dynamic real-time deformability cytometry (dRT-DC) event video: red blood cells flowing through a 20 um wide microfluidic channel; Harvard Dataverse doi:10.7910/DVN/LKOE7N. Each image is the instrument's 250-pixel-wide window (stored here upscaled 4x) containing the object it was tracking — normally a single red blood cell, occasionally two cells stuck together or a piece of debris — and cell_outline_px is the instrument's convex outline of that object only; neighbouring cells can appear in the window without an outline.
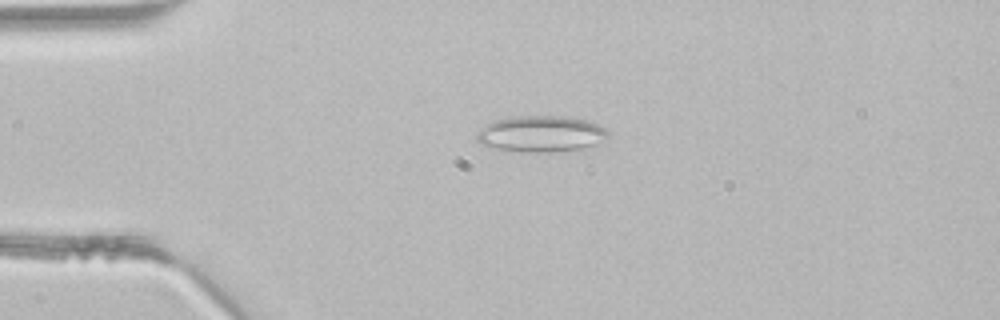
{"species": "common noctule bat (a hibernating species)", "species_latin": "Nyctalus noctula", "temperature_condition": "room temperature", "stored_images_in_passage": 4, "camera_frame_rate_fps": 3000, "um_per_image_px": 0.085, "animal": {"sex": "male", "body_mass_g": 21.5, "forearm_length_mm": 52.0}, "frame": {"image": 1, "passage_image": 2, "time_ms": 0.333, "image_size_px": [1000, 320], "cell_outline_px": [[608, 136], [600, 144], [584, 148], [552, 152], [520, 152], [496, 148], [480, 144], [476, 140], [476, 136], [480, 128], [484, 124], [496, 120], [520, 116], [564, 116], [588, 120], [604, 128], [608, 132]], "centroid_in_image_um": [45.99, 11.39], "position_along_channel_um": 39.0, "area_um2": 27.86}}
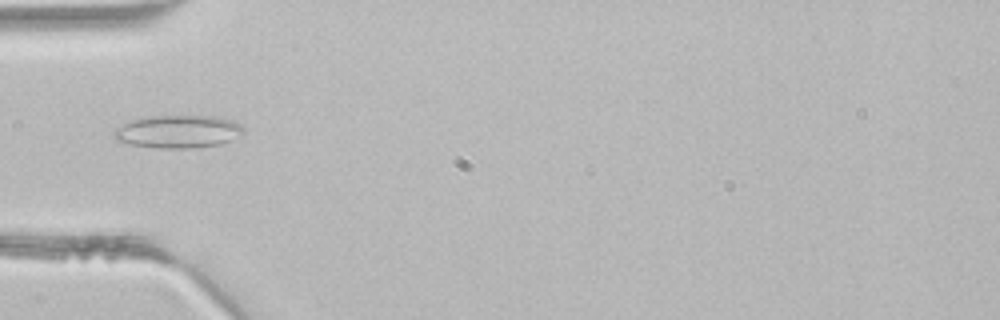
{"frame": {"image": 2, "passage_image": 3, "time_ms": 0.667, "image_size_px": [1000, 320], "cell_outline_px": [[244, 132], [232, 140], [220, 144], [188, 148], [160, 148], [132, 144], [116, 140], [112, 136], [112, 132], [116, 128], [132, 120], [148, 116], [220, 116], [232, 120], [240, 124], [244, 128]], "centroid_in_image_um": [15.16, 11.17], "position_along_channel_um": 69.8, "area_um2": 24.74}}